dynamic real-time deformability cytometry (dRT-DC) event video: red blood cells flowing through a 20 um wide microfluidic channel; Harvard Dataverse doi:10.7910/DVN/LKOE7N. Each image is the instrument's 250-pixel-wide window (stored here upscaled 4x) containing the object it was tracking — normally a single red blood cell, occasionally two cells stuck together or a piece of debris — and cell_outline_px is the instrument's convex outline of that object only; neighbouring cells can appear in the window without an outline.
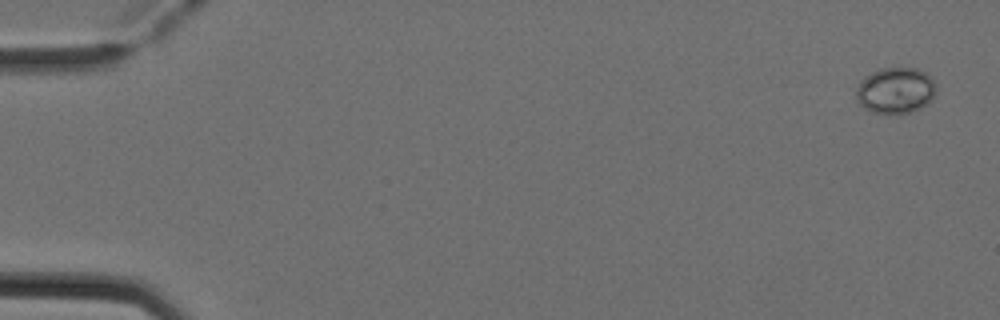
{"species": "Egyptian fruit bat (a non-hibernating species)", "species_latin": "Rousettus aegyptiacus", "temperature_condition": "cold", "stored_images_in_passage": 5, "camera_frame_rate_fps": 3000, "um_per_image_px": 0.085, "animal": {"sex": "female"}, "frame": {"image": 1, "passage_image": 1, "time_ms": 0.0, "image_size_px": [1000, 320], "cell_outline_px": [[936, 92], [932, 100], [928, 104], [920, 108], [896, 116], [872, 112], [864, 108], [856, 100], [856, 88], [860, 80], [864, 76], [880, 68], [916, 68], [928, 72], [932, 76], [936, 84]], "centroid_in_image_um": [76.13, 7.7], "position_along_channel_um": 8.9, "area_um2": 22.2}}
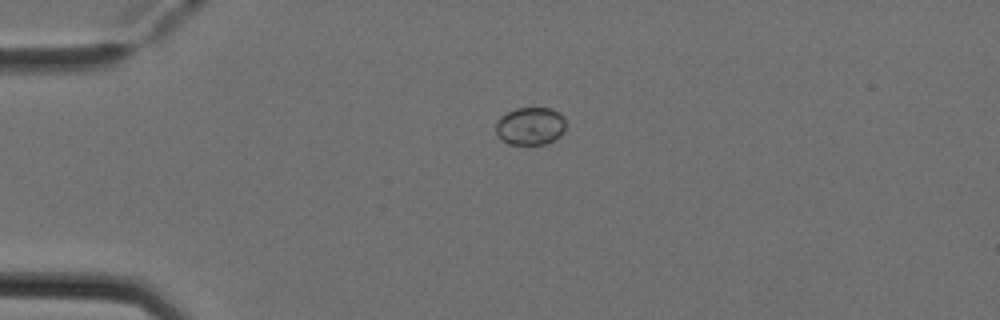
{"frame": {"image": 2, "passage_image": 4, "time_ms": 1.0, "image_size_px": [1000, 320], "cell_outline_px": [[564, 128], [560, 136], [548, 144], [508, 144], [496, 132], [496, 120], [500, 116], [516, 108], [552, 108], [564, 116]], "centroid_in_image_um": [45.08, 10.71], "position_along_channel_um": 39.9, "area_um2": 15.37}}